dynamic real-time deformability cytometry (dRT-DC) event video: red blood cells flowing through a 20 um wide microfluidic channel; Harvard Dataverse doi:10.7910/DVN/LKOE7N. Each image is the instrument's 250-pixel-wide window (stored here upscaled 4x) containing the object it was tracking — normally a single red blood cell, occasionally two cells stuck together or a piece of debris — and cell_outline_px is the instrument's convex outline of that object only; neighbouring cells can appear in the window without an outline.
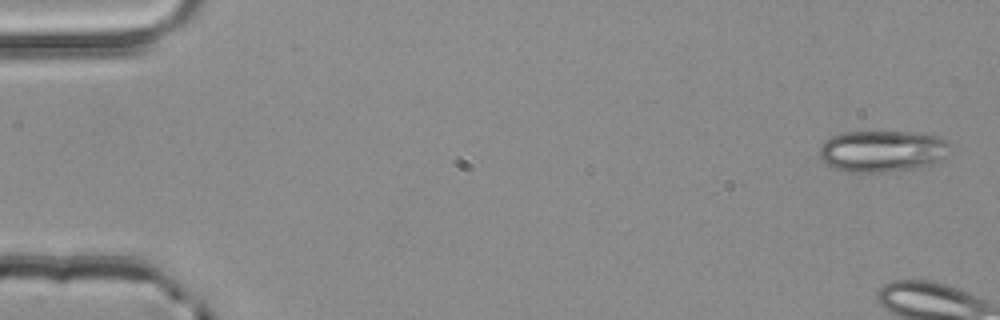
{"species": "common noctule bat (a hibernating species)", "species_latin": "Nyctalus noctula", "temperature_condition": "room temperature", "stored_images_in_passage": 4, "camera_frame_rate_fps": 3000, "um_per_image_px": 0.085, "animal": {"sex": "male", "body_mass_g": 20.4}, "frame": {"image": 1, "passage_image": 1, "time_ms": 0.0, "image_size_px": [1000, 320], "cell_outline_px": [[952, 148], [944, 156], [932, 164], [912, 168], [880, 172], [848, 172], [836, 168], [820, 160], [820, 148], [824, 140], [832, 136], [844, 132], [908, 132], [936, 136], [952, 144]], "centroid_in_image_um": [74.98, 12.84], "position_along_channel_um": 10.0, "area_um2": 31.33}}